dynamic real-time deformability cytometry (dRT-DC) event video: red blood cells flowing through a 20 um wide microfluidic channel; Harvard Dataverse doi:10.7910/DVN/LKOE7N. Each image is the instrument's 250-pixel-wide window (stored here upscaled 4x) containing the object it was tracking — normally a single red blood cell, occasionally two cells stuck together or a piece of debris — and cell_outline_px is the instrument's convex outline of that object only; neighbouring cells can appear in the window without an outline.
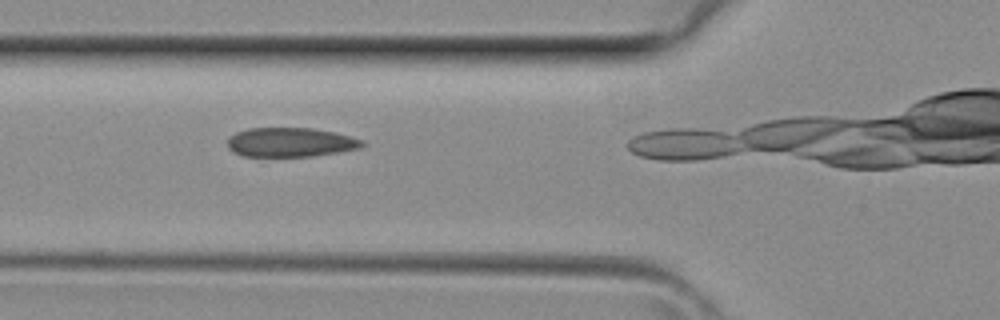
{"species": "common noctule bat (a hibernating species)", "species_latin": "Nyctalus noctula", "temperature_condition": "room temperature", "stored_images_in_passage": 6, "camera_frame_rate_fps": 3000, "um_per_image_px": 0.085, "animal": {"sex": "female", "body_mass_g": 29.2, "forearm_length_mm": 56.3}, "frame": {"image": 1, "passage_image": 4, "time_ms": 1.0, "image_size_px": [1000, 320], "cell_outline_px": [[364, 144], [360, 148], [312, 156], [244, 156], [232, 152], [228, 148], [228, 136], [236, 132], [248, 128], [312, 128], [332, 132], [364, 140]], "centroid_in_image_um": [24.63, 12.09], "position_along_channel_um": 101.2, "area_um2": 22.83}}